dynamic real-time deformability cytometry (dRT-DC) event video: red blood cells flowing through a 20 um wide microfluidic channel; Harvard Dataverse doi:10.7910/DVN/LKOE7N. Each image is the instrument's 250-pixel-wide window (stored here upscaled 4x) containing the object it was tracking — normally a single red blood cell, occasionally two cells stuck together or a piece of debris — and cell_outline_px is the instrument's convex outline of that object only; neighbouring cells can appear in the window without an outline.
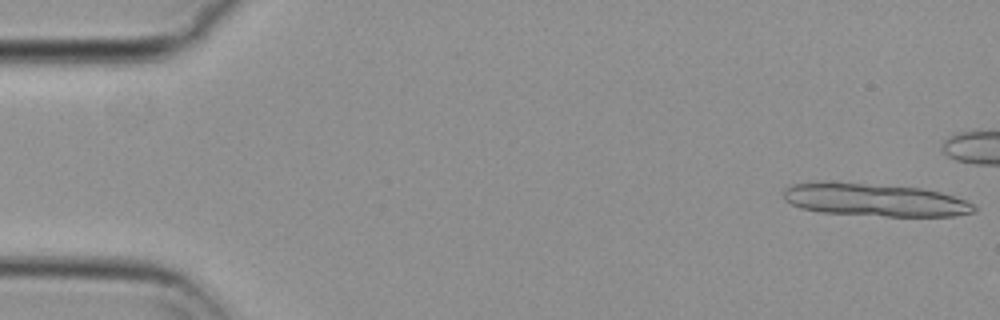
{"species": "common noctule bat (a hibernating species)", "species_latin": "Nyctalus noctula", "temperature_condition": "cold", "stored_images_in_passage": 11, "camera_frame_rate_fps": 3000, "um_per_image_px": 0.085, "animal": {"sex": "female", "body_mass_g": 29.2, "forearm_length_mm": 56.3}, "frame": {"image": 1, "passage_image": 1, "time_ms": 0.0, "image_size_px": [1000, 320], "cell_outline_px": [[976, 212], [956, 216], [884, 216], [820, 212], [800, 208], [784, 200], [784, 188], [792, 184], [860, 184], [920, 188], [940, 192], [968, 200], [976, 208]], "centroid_in_image_um": [74.45, 17.03], "position_along_channel_um": 10.5, "area_um2": 35.49}}